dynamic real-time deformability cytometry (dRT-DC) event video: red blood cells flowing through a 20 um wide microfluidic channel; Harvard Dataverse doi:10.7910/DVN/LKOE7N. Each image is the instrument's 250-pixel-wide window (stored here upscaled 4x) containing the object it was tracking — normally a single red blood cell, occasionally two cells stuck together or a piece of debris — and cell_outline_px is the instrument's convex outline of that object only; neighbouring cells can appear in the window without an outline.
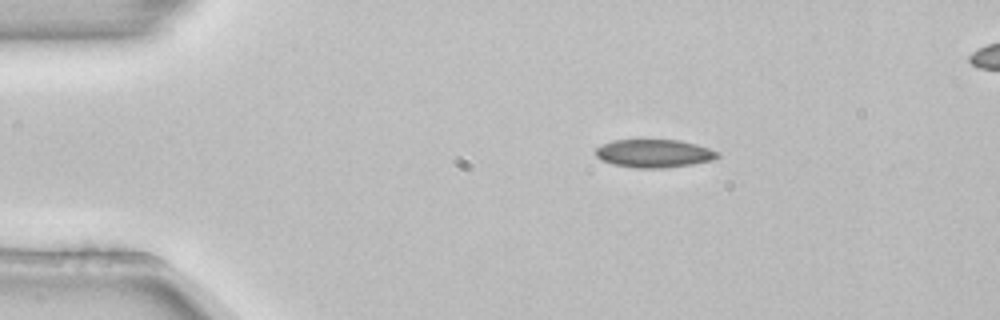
{"species": "common noctule bat (a hibernating species)", "species_latin": "Nyctalus noctula", "temperature_condition": "room temperature", "stored_images_in_passage": 5, "camera_frame_rate_fps": 3000, "um_per_image_px": 0.085, "animal": {"sex": "female", "body_mass_g": 22.7, "forearm_length_mm": 54.2}, "frame": {"image": 1, "passage_image": 2, "time_ms": 0.333, "image_size_px": [1000, 320], "cell_outline_px": [[720, 156], [712, 160], [692, 164], [664, 168], [636, 168], [612, 164], [600, 160], [596, 156], [596, 148], [612, 140], [680, 140], [696, 144], [720, 152]], "centroid_in_image_um": [55.6, 13.04], "position_along_channel_um": 29.4, "area_um2": 20.0}}